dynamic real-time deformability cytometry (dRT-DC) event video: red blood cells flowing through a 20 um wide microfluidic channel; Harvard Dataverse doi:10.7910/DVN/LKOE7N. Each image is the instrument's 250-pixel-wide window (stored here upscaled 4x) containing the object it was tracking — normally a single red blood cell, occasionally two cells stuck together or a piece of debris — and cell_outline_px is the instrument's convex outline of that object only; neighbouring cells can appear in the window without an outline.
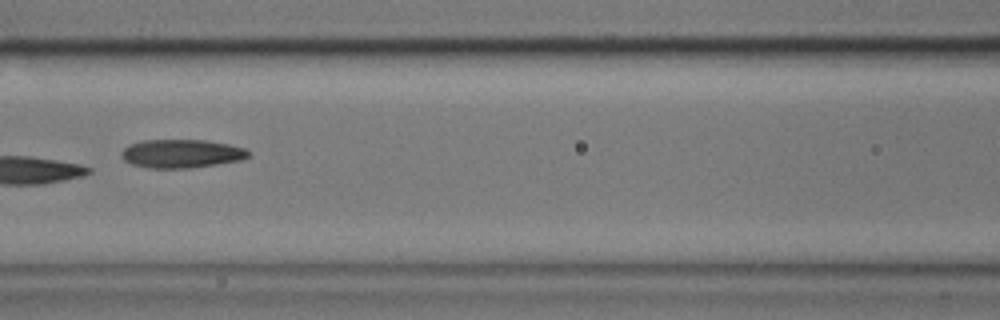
{"species": "common noctule bat (a hibernating species)", "species_latin": "Nyctalus noctula", "temperature_condition": "cold", "stored_images_in_passage": 11, "camera_frame_rate_fps": 3000, "um_per_image_px": 0.085, "animal": {"sex": "male", "body_mass_g": 17.9}, "frame": {"image": 1, "passage_image": 5, "time_ms": 1.333, "image_size_px": [1000, 320], "cell_outline_px": [[252, 156], [244, 160], [192, 168], [148, 168], [132, 164], [124, 160], [120, 156], [120, 152], [128, 144], [144, 140], [204, 140], [228, 144], [244, 148], [252, 152]], "centroid_in_image_um": [15.46, 13.06], "position_along_channel_um": 151.1, "area_um2": 21.44}}
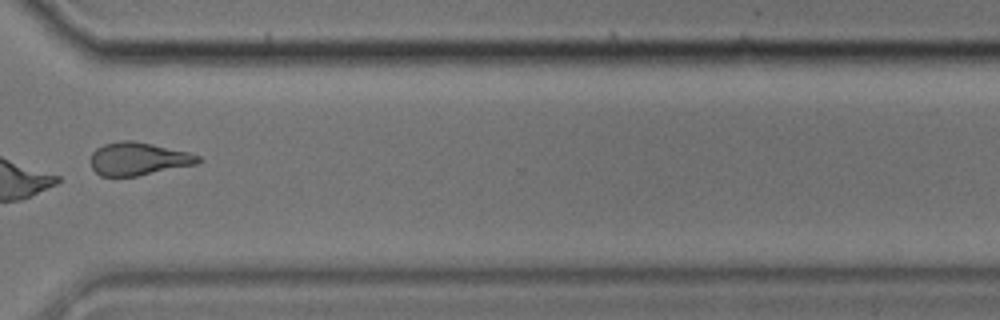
{"frame": {"image": 2, "passage_image": 10, "time_ms": 3.0, "image_size_px": [1000, 320], "cell_outline_px": [[204, 160], [196, 164], [136, 176], [100, 176], [92, 168], [88, 160], [92, 152], [96, 148], [104, 144], [120, 140], [132, 140], [152, 144], [188, 152], [200, 156]], "centroid_in_image_um": [11.72, 13.49], "position_along_channel_um": 358.9, "area_um2": 20.75}}